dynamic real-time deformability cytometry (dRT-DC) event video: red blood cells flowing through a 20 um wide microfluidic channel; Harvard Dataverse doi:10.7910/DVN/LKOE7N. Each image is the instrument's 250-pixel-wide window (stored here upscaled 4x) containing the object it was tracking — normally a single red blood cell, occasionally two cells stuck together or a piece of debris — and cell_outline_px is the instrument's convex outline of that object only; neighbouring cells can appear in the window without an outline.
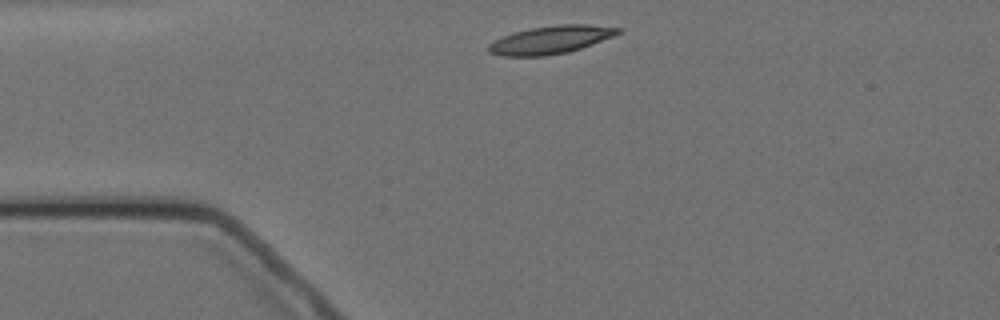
{"species": "Egyptian fruit bat (a non-hibernating species)", "species_latin": "Rousettus aegyptiacus", "temperature_condition": "cold", "stored_images_in_passage": 3, "camera_frame_rate_fps": 3000, "um_per_image_px": 0.085, "animal": {"sex": "female"}, "frame": {"image": 1, "passage_image": 1, "time_ms": 0.0, "image_size_px": [1000, 320], "cell_outline_px": [[624, 28], [616, 36], [568, 52], [544, 56], [500, 56], [488, 52], [488, 44], [504, 36], [516, 32], [532, 28], [556, 24], [588, 24]], "centroid_in_image_um": [46.86, 3.38], "position_along_channel_um": 38.1, "area_um2": 21.1}}
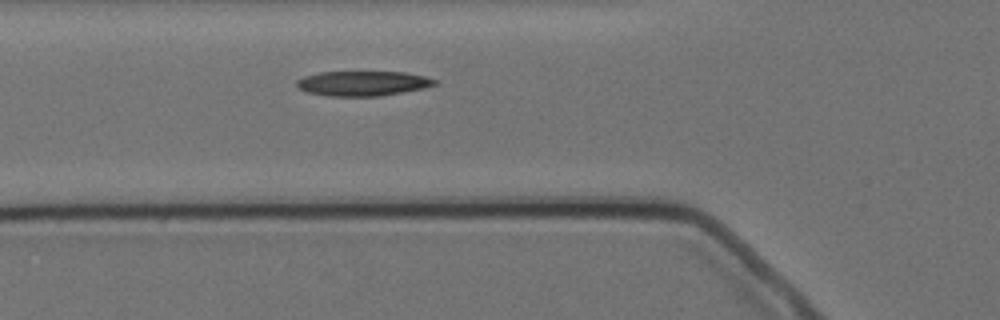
{"frame": {"image": 2, "passage_image": 3, "time_ms": 2.333, "image_size_px": [1000, 320], "cell_outline_px": [[436, 84], [424, 88], [380, 96], [328, 96], [308, 92], [300, 88], [296, 84], [296, 80], [304, 76], [320, 72], [404, 72], [428, 76], [436, 80]], "centroid_in_image_um": [30.85, 7.08], "position_along_channel_um": 94.9, "area_um2": 19.94}}